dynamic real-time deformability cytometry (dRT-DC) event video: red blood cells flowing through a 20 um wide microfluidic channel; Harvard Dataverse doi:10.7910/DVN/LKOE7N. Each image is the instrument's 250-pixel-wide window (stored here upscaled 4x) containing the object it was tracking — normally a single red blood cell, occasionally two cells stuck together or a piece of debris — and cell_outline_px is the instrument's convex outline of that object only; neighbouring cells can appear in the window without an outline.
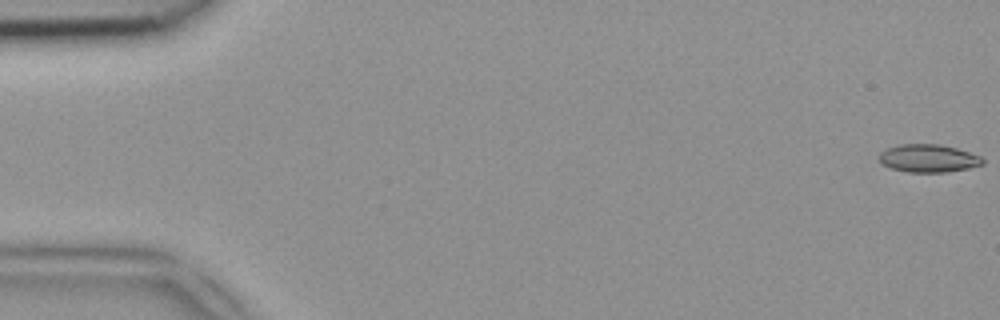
{"species": "common noctule bat (a hibernating species)", "species_latin": "Nyctalus noctula", "temperature_condition": "room temperature", "stored_images_in_passage": 50, "segment_of_instrument_passage": [1, 2], "camera_frame_rate_fps": 3000, "um_per_image_px": 0.085, "animal": {"sex": "female", "body_mass_g": 18.4}, "frame": {"image": 1, "passage_image": 1, "time_ms": 0.0, "image_size_px": [1000, 320], "cell_outline_px": [[984, 164], [968, 168], [948, 172], [908, 172], [892, 168], [884, 164], [880, 160], [880, 152], [884, 148], [900, 144], [940, 144], [956, 148], [980, 156], [984, 160]], "centroid_in_image_um": [78.91, 13.45], "position_along_channel_um": 6.1, "area_um2": 16.76}}
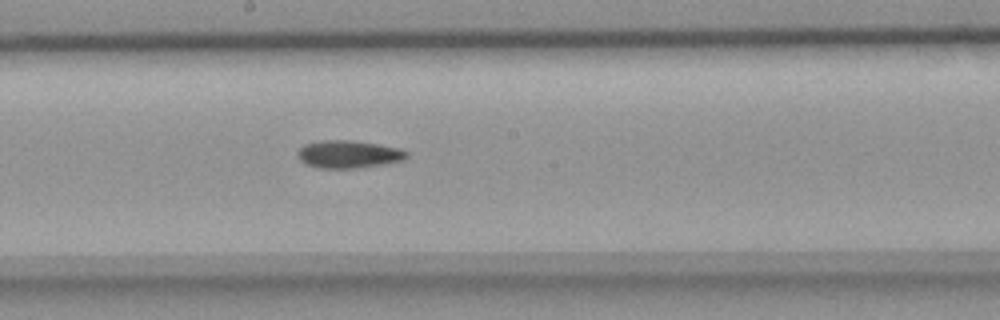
{"frame": {"image": 2, "passage_image": 27, "time_ms": 8.667, "image_size_px": [1000, 320], "cell_outline_px": [[408, 156], [400, 160], [380, 164], [352, 168], [320, 168], [304, 164], [300, 160], [296, 152], [304, 144], [320, 140], [352, 140], [376, 144], [396, 148], [408, 152]], "centroid_in_image_um": [29.53, 13.1], "position_along_channel_um": 218.7, "area_um2": 17.28}}
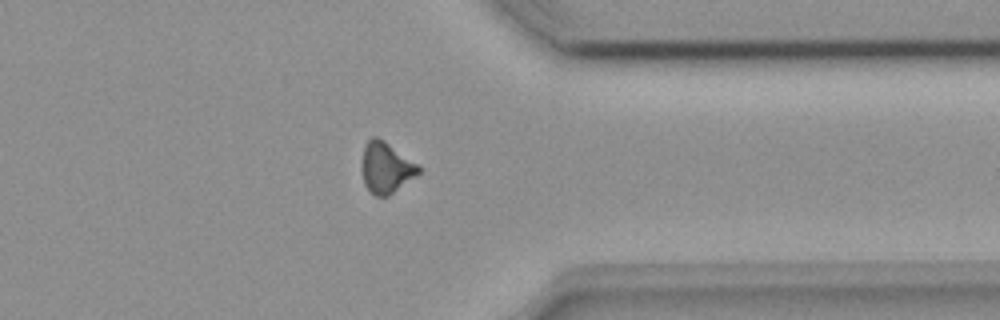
{"frame": {"image": 3, "passage_image": 39, "time_ms": 12.667, "image_size_px": [1000, 320], "cell_outline_px": [[420, 172], [388, 196], [376, 196], [364, 184], [360, 168], [360, 164], [364, 144], [372, 136], [376, 136], [384, 140], [416, 164], [420, 168]], "centroid_in_image_um": [32.74, 14.23], "position_along_channel_um": 378.7, "area_um2": 16.7}}